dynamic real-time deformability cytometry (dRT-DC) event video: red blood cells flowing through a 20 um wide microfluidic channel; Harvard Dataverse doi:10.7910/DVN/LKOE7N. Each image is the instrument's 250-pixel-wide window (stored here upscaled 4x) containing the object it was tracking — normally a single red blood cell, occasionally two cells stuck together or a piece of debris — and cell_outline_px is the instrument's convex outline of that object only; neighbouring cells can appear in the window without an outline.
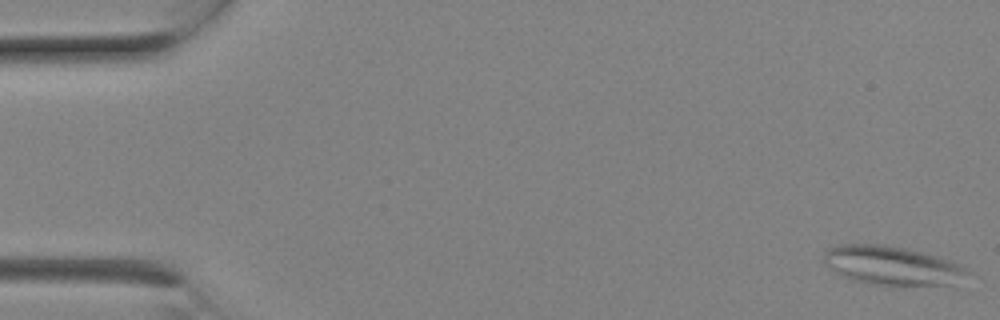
{"species": "Egyptian fruit bat (a non-hibernating species)", "species_latin": "Rousettus aegyptiacus", "temperature_condition": "room temperature", "stored_images_in_passage": 8, "camera_frame_rate_fps": 3000, "um_per_image_px": 0.085, "animal": {"sex": "female"}, "frame": {"image": 1, "passage_image": 1, "time_ms": 0.0, "image_size_px": [1000, 320], "cell_outline_px": [[972, 272], [956, 288], [884, 284], [856, 280], [844, 276], [836, 272], [824, 260], [824, 252], [828, 248], [840, 244], [880, 244], [904, 248], [952, 260], [964, 264]], "centroid_in_image_um": [76.06, 22.6], "position_along_channel_um": 8.9, "area_um2": 33.18}}